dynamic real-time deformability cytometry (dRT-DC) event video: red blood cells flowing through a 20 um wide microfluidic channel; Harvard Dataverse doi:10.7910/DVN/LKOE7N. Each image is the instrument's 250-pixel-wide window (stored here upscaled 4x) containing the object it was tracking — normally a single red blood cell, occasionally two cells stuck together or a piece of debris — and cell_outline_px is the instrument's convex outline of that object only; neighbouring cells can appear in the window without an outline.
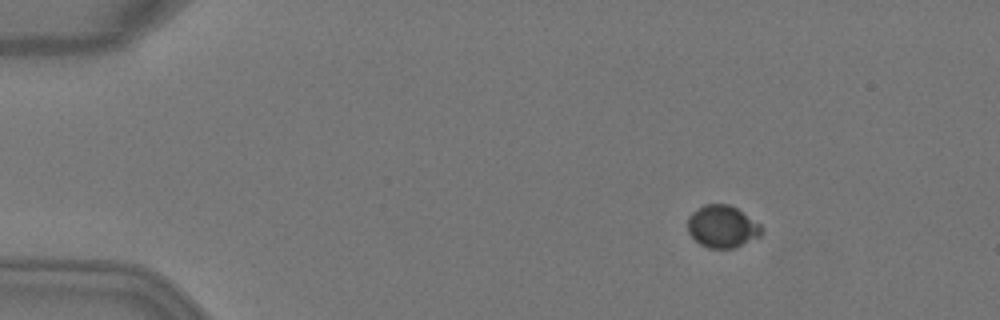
{"species": "Egyptian fruit bat (a non-hibernating species)", "species_latin": "Rousettus aegyptiacus", "temperature_condition": "warm", "stored_images_in_passage": 6, "camera_frame_rate_fps": 3000, "um_per_image_px": 0.085, "animal": {"sex": "female"}, "frame": {"image": 1, "passage_image": 3, "time_ms": 0.667, "image_size_px": [1000, 320], "cell_outline_px": [[764, 232], [760, 236], [736, 248], [708, 248], [700, 244], [688, 232], [688, 216], [692, 212], [704, 204], [728, 204], [736, 208], [760, 224]], "centroid_in_image_um": [61.4, 19.26], "position_along_channel_um": 23.6, "area_um2": 18.21}}